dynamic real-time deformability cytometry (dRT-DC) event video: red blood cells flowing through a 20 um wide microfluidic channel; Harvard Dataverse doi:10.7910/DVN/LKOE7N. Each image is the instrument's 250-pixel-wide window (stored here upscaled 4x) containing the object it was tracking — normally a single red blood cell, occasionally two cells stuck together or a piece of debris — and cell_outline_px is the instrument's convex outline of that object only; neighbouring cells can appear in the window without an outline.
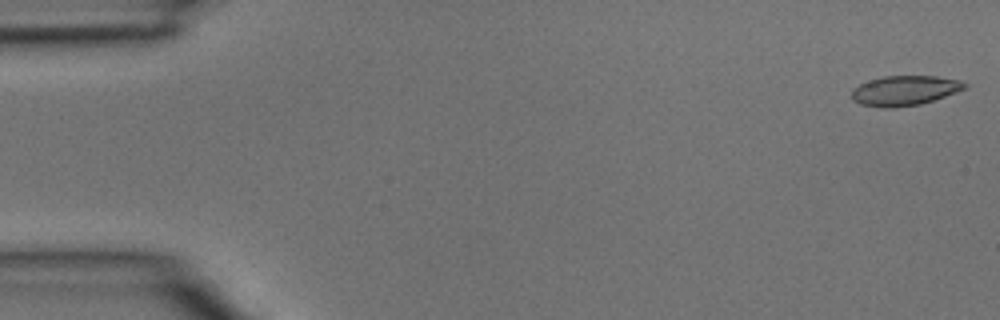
{"species": "common noctule bat (a hibernating species)", "species_latin": "Nyctalus noctula", "temperature_condition": "room temperature", "stored_images_in_passage": 4, "camera_frame_rate_fps": 3000, "um_per_image_px": 0.085, "animal": {"sex": "male", "body_mass_g": 15.6}, "frame": {"image": 1, "passage_image": 1, "time_ms": 0.0, "image_size_px": [1000, 320], "cell_outline_px": [[968, 88], [920, 104], [896, 108], [884, 108], [860, 104], [852, 100], [852, 88], [860, 84], [884, 76], [936, 76], [960, 80], [968, 84]], "centroid_in_image_um": [76.9, 7.7], "position_along_channel_um": 8.1, "area_um2": 19.65}}
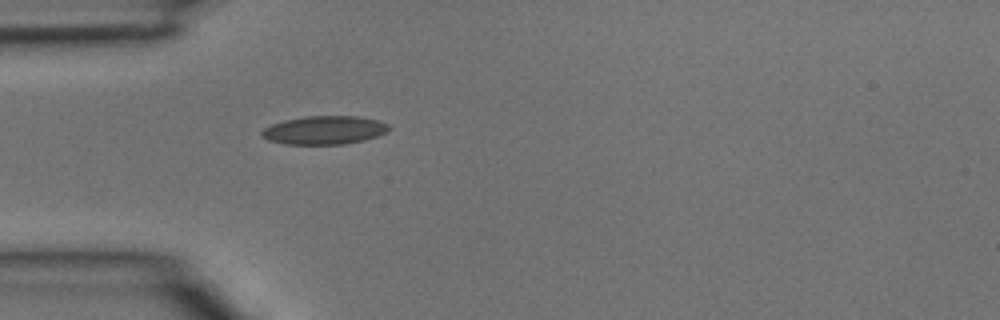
{"frame": {"image": 2, "passage_image": 4, "time_ms": 1.0, "image_size_px": [1000, 320], "cell_outline_px": [[392, 128], [376, 136], [364, 140], [344, 144], [284, 144], [268, 140], [260, 136], [260, 132], [264, 128], [272, 124], [284, 120], [304, 116], [356, 116], [376, 120], [388, 124]], "centroid_in_image_um": [27.53, 11.06], "position_along_channel_um": 57.5, "area_um2": 21.04}}